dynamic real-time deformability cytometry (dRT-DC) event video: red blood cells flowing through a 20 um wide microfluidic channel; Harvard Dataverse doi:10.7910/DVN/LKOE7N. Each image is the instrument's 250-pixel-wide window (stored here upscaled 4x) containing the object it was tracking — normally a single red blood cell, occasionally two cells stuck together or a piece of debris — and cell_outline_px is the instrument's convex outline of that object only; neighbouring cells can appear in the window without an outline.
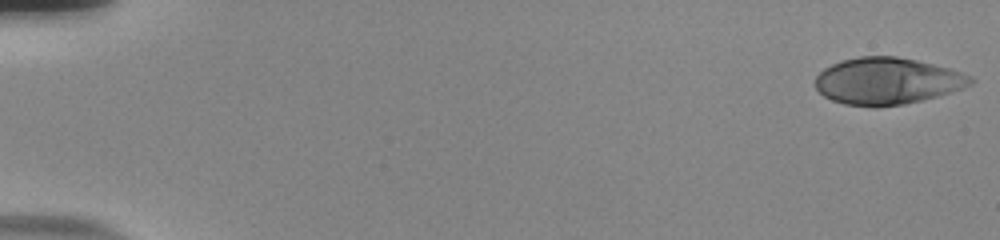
{"species": "human", "species_latin": "Homo sapiens", "temperature_condition": "room temperature", "stored_images_in_passage": 55, "camera_frame_rate_fps": 3000, "um_per_image_px": 0.085, "donor": {"sex": "male"}, "frame": {"image": 1, "passage_image": 1, "time_ms": 0.0, "image_size_px": [1000, 240], "cell_outline_px": [[976, 80], [972, 84], [964, 88], [940, 96], [904, 104], [876, 108], [844, 104], [832, 100], [824, 96], [816, 88], [816, 76], [824, 68], [840, 60], [860, 56], [896, 56], [916, 60], [948, 68], [972, 76]], "centroid_in_image_um": [75.43, 6.9], "position_along_channel_um": 9.6, "area_um2": 42.66}}
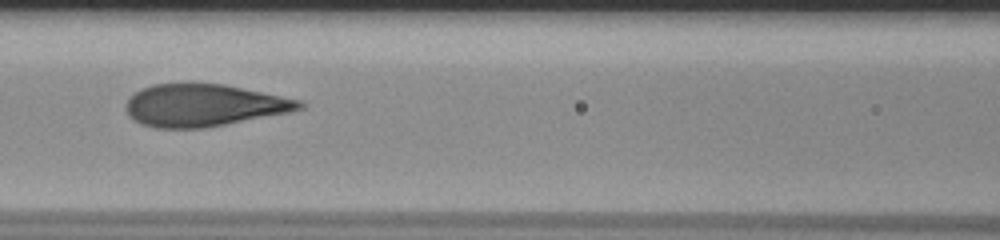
{"frame": {"image": 2, "passage_image": 26, "time_ms": 8.333, "image_size_px": [1000, 240], "cell_outline_px": [[308, 104], [304, 108], [288, 112], [204, 128], [156, 128], [140, 124], [128, 116], [128, 100], [140, 88], [152, 84], [224, 84], [300, 100]], "centroid_in_image_um": [17.33, 8.95], "position_along_channel_um": 149.3, "area_um2": 42.25}}
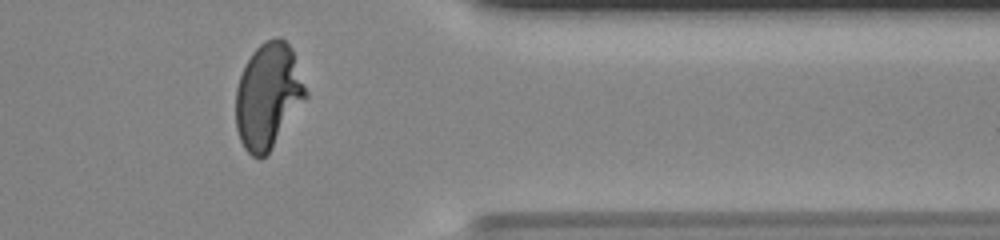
{"frame": {"image": 3, "passage_image": 46, "time_ms": 15.0, "image_size_px": [1000, 240], "cell_outline_px": [[308, 96], [268, 156], [260, 160], [252, 156], [244, 148], [240, 140], [236, 128], [236, 88], [240, 76], [252, 52], [260, 44], [276, 36], [280, 36], [292, 48], [308, 92]], "centroid_in_image_um": [22.8, 8.19], "position_along_channel_um": 388.6, "area_um2": 43.41}, "authors_computed_cell_mechanics": {"area_um2": 42.6564, "velocity_mm_per_s": 3.7569, "shape_relaxation_time_tau1_ms": 5.9211, "shape_relaxation_time_tau2_ms": null, "deformation_change_tau1": 0.2575, "deformation_change_tau2": null}}